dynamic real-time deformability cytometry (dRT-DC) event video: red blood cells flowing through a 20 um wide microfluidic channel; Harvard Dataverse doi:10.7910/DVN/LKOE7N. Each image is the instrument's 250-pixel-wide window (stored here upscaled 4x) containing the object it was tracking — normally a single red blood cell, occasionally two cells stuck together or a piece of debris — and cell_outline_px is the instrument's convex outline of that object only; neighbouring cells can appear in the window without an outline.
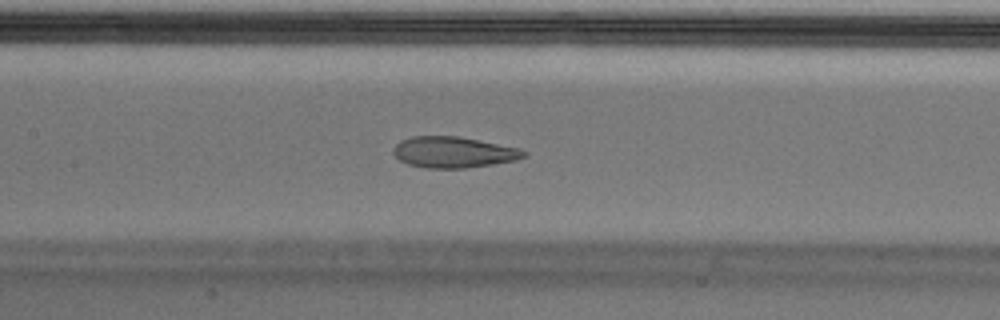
{"species": "Egyptian fruit bat (a non-hibernating species)", "species_latin": "Rousettus aegyptiacus", "temperature_condition": "cold", "stored_images_in_passage": 47, "camera_frame_rate_fps": 3000, "um_per_image_px": 0.085, "animal": {"sex": "male"}, "frame": {"image": 1, "passage_image": 21, "time_ms": 6.667, "image_size_px": [1000, 320], "cell_outline_px": [[528, 156], [516, 160], [492, 164], [464, 168], [424, 168], [408, 164], [400, 160], [392, 152], [392, 148], [400, 140], [412, 136], [460, 136], [520, 148], [528, 152]], "centroid_in_image_um": [38.56, 12.93], "position_along_channel_um": 168.8, "area_um2": 23.81}}